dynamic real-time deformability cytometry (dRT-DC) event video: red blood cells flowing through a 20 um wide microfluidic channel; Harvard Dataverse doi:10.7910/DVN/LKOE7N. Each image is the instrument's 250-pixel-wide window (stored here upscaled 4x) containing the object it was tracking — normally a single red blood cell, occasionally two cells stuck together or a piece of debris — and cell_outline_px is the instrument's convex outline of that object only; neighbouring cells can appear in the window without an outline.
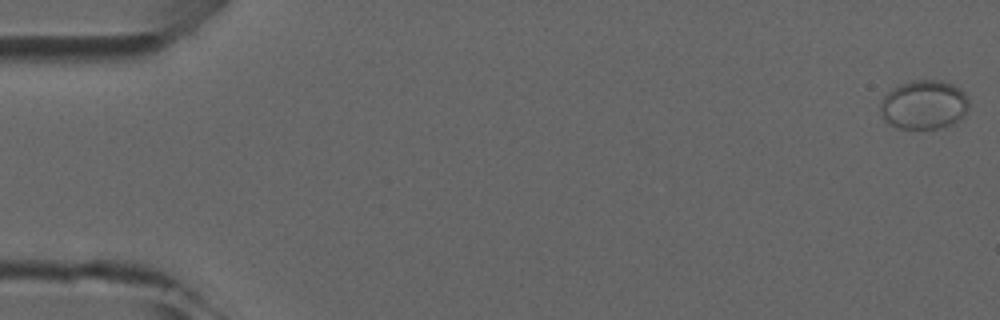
{"species": "common noctule bat (a hibernating species)", "species_latin": "Nyctalus noctula", "temperature_condition": "room temperature", "stored_images_in_passage": 6, "camera_frame_rate_fps": 3000, "um_per_image_px": 0.085, "animal": {"sex": "male", "forearm_length_mm": 52.5}, "frame": {"image": 1, "passage_image": 1, "time_ms": 0.0, "image_size_px": [1000, 320], "cell_outline_px": [[968, 108], [964, 116], [956, 124], [940, 128], [900, 128], [888, 124], [884, 120], [880, 112], [880, 104], [884, 96], [892, 88], [908, 80], [944, 80], [960, 88], [968, 96]], "centroid_in_image_um": [78.55, 8.9], "position_along_channel_um": 6.4, "area_um2": 25.78}}
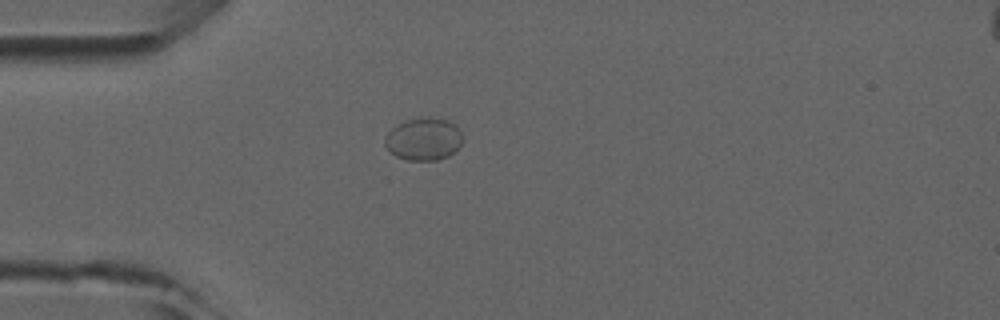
{"frame": {"image": 2, "passage_image": 5, "time_ms": 4.333, "image_size_px": [1000, 320], "cell_outline_px": [[464, 136], [460, 144], [448, 156], [436, 160], [408, 160], [396, 156], [384, 144], [384, 140], [388, 132], [396, 124], [404, 120], [428, 116], [448, 120]], "centroid_in_image_um": [35.98, 11.8], "position_along_channel_um": 49.0, "area_um2": 19.13}}